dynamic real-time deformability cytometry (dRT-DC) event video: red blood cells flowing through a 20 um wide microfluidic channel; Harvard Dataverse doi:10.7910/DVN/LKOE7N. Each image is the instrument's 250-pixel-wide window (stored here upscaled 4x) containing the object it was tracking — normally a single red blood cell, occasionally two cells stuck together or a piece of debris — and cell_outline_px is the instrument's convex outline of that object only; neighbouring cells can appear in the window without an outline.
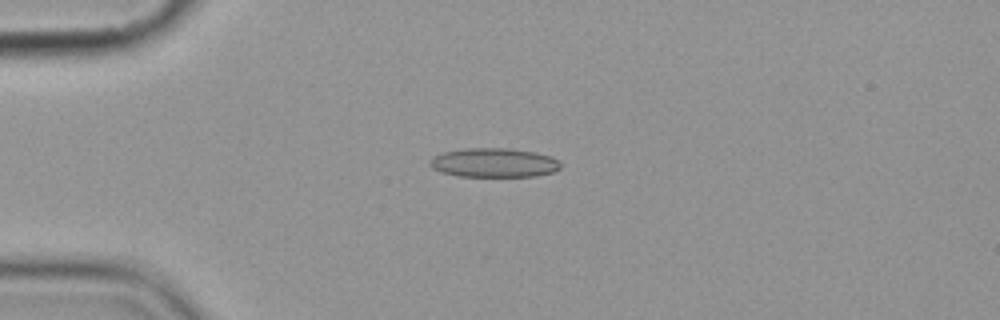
{"species": "common noctule bat (a hibernating species)", "species_latin": "Nyctalus noctula", "temperature_condition": "cold", "stored_images_in_passage": 8, "camera_frame_rate_fps": 3000, "um_per_image_px": 0.085, "animal": {"sex": "female", "body_mass_g": 19.9}, "frame": {"image": 1, "passage_image": 5, "time_ms": 4.667, "image_size_px": [1000, 320], "cell_outline_px": [[560, 168], [552, 172], [536, 176], [460, 176], [440, 172], [432, 168], [428, 164], [428, 160], [432, 156], [444, 152], [464, 148], [508, 148], [536, 152], [552, 156], [560, 164]], "centroid_in_image_um": [41.94, 13.82], "position_along_channel_um": 43.1, "area_um2": 22.31}}
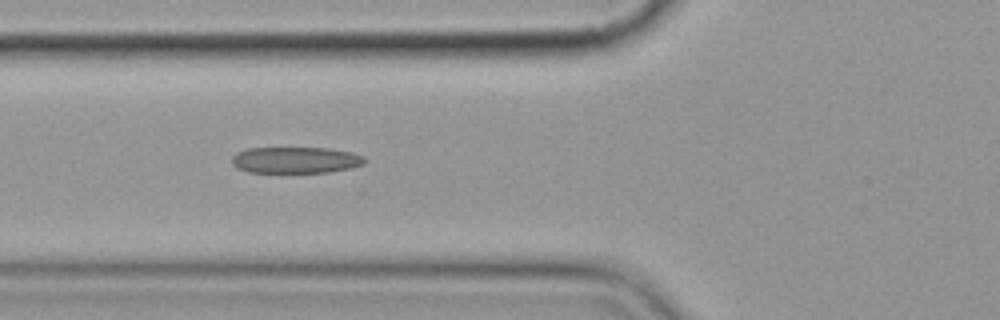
{"frame": {"image": 2, "passage_image": 7, "time_ms": 7.0, "image_size_px": [1000, 320], "cell_outline_px": [[368, 160], [364, 164], [352, 168], [328, 172], [248, 172], [236, 168], [232, 164], [232, 156], [236, 152], [248, 148], [328, 148], [352, 152], [364, 156]], "centroid_in_image_um": [25.14, 13.6], "position_along_channel_um": 100.7, "area_um2": 20.58}}
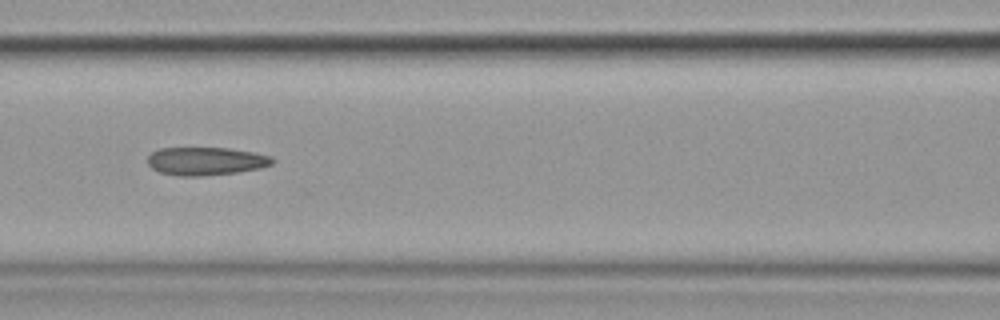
{"frame": {"image": 3, "passage_image": 8, "time_ms": 8.333, "image_size_px": [1000, 320], "cell_outline_px": [[276, 160], [272, 164], [260, 168], [236, 172], [204, 176], [176, 176], [160, 172], [152, 168], [148, 164], [148, 156], [152, 152], [160, 148], [228, 148], [256, 152], [272, 156]], "centroid_in_image_um": [17.52, 13.69], "position_along_channel_um": 149.1, "area_um2": 20.58}}